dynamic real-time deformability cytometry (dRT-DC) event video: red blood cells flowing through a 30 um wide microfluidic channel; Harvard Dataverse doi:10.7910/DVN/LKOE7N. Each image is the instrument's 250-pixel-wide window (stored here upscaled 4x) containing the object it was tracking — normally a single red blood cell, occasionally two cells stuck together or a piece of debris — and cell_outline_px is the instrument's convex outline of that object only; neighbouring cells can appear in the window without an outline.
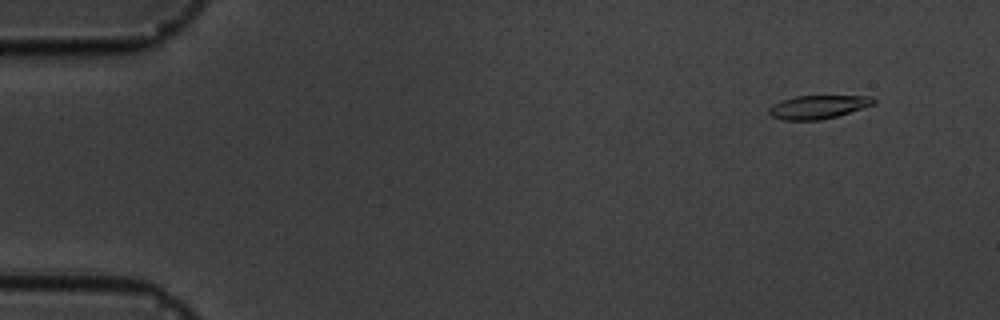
{"species": "common noctule bat (a hibernating species)", "species_latin": "Nyctalus noctula", "temperature_condition": "cold", "stored_images_in_passage": 5, "camera_frame_rate_fps": 3000, "um_per_image_px": 0.085, "animal": {"sex": "male", "body_mass_g": 19.5, "forearm_length_mm": 54.6}, "frame": {"image": 1, "passage_image": 2, "time_ms": 1.0, "image_size_px": [1000, 320], "cell_outline_px": [[876, 104], [864, 108], [836, 116], [820, 120], [780, 120], [772, 116], [768, 112], [768, 108], [772, 104], [780, 100], [796, 96], [872, 96], [876, 100]], "centroid_in_image_um": [69.53, 9.09], "position_along_channel_um": 15.5, "area_um2": 14.45}}
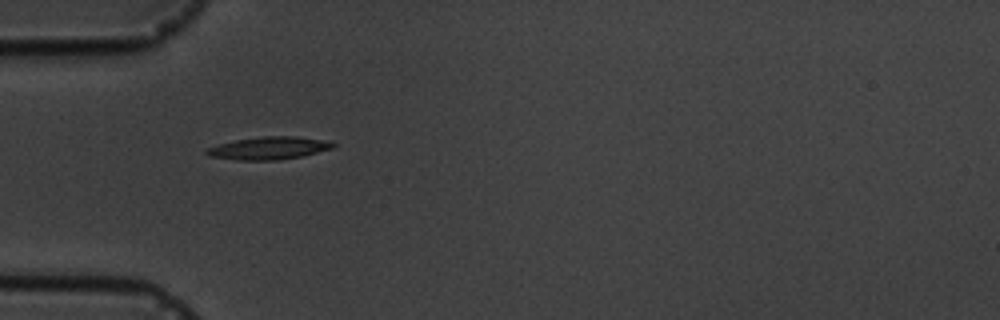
{"frame": {"image": 2, "passage_image": 5, "time_ms": 5.333, "image_size_px": [1000, 320], "cell_outline_px": [[336, 148], [300, 156], [276, 160], [236, 160], [208, 156], [204, 152], [208, 148], [220, 144], [236, 140], [264, 136], [296, 136], [320, 140], [336, 144]], "centroid_in_image_um": [22.84, 12.59], "position_along_channel_um": 62.2, "area_um2": 16.47}}